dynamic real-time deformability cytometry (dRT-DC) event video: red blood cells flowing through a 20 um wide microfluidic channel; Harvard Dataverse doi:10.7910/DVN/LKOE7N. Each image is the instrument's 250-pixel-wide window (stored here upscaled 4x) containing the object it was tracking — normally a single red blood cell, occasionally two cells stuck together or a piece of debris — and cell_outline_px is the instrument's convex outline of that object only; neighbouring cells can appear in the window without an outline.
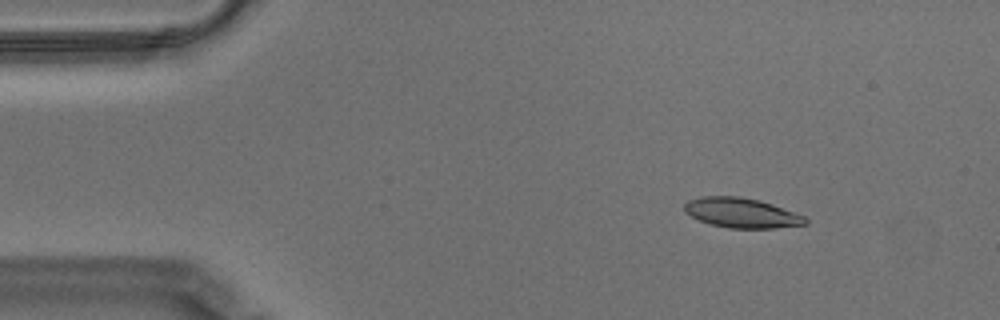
{"species": "Egyptian fruit bat (a non-hibernating species)", "species_latin": "Rousettus aegyptiacus", "temperature_condition": "warm", "stored_images_in_passage": 53, "camera_frame_rate_fps": 3000, "um_per_image_px": 0.085, "animal": {"sex": "male"}, "frame": {"image": 1, "passage_image": 3, "time_ms": 0.667, "image_size_px": [1000, 320], "cell_outline_px": [[808, 224], [776, 228], [728, 228], [712, 224], [700, 220], [684, 212], [684, 204], [688, 200], [700, 196], [740, 196], [760, 200], [772, 204], [804, 216], [808, 220]], "centroid_in_image_um": [63.03, 18.09], "position_along_channel_um": 22.0, "area_um2": 21.04}}
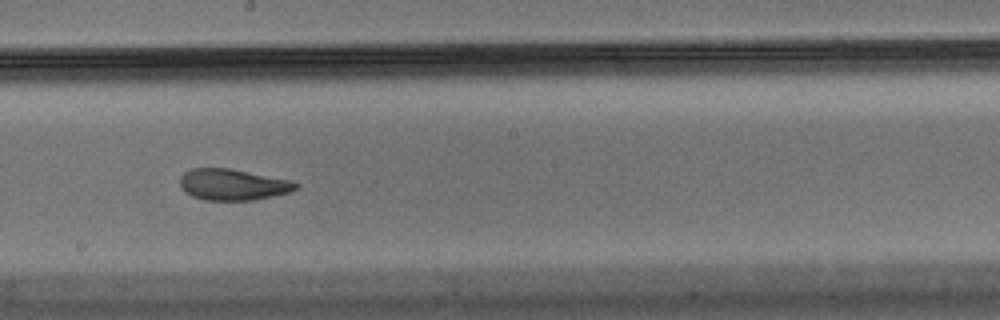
{"frame": {"image": 2, "passage_image": 27, "time_ms": 8.667, "image_size_px": [1000, 320], "cell_outline_px": [[300, 184], [296, 188], [288, 192], [272, 196], [252, 200], [204, 200], [192, 196], [184, 192], [180, 188], [180, 176], [184, 172], [192, 168], [228, 168], [288, 180]], "centroid_in_image_um": [19.71, 15.69], "position_along_channel_um": 228.5, "area_um2": 20.87}}
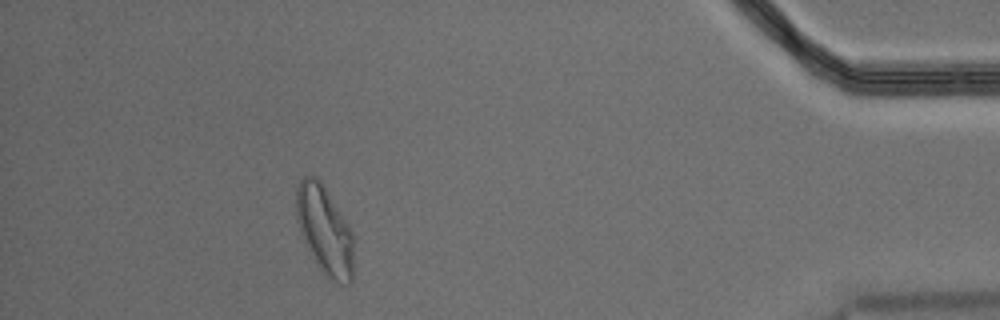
{"frame": {"image": 3, "passage_image": 47, "time_ms": 15.333, "image_size_px": [1000, 320], "cell_outline_px": [[352, 280], [348, 284], [332, 284], [324, 276], [312, 260], [300, 232], [296, 220], [296, 188], [300, 180], [304, 176], [316, 176], [320, 180], [348, 224], [352, 232]], "centroid_in_image_um": [27.56, 19.63], "position_along_channel_um": 407.6, "area_um2": 29.94}, "authors_computed_cell_mechanics": {"area_um2": 21.8484, "velocity_mm_per_s": 3.5034, "shape_relaxation_time_tau1_ms": 8.989, "shape_relaxation_time_tau2_ms": 2.3188, "deformation_change_tau1": 0.2356, "deformation_change_tau2": 0.0887}}